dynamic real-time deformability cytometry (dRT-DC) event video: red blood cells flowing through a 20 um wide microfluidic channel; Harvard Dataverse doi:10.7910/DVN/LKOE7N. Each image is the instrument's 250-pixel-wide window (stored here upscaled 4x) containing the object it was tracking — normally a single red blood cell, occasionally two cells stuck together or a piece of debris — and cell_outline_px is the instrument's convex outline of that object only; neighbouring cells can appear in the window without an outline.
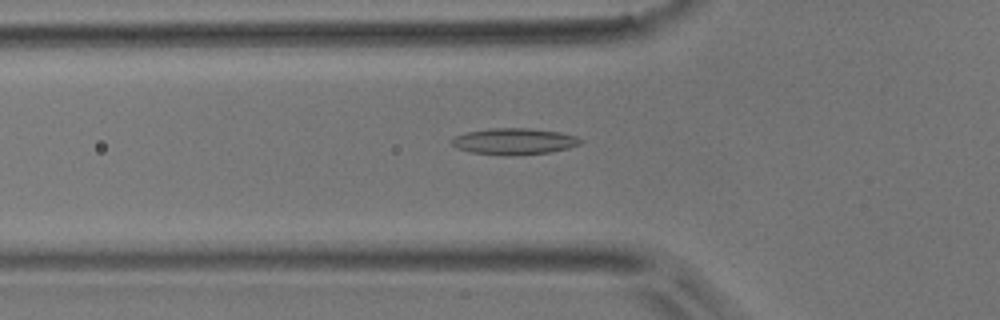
{"species": "common noctule bat (a hibernating species)", "species_latin": "Nyctalus noctula", "temperature_condition": "room temperature", "stored_images_in_passage": 21, "camera_frame_rate_fps": 3000, "um_per_image_px": 0.085, "animal": {"sex": "male", "body_mass_g": 17.9}, "frame": {"image": 1, "passage_image": 10, "time_ms": 3.0, "image_size_px": [1000, 320], "cell_outline_px": [[584, 140], [580, 144], [568, 148], [548, 152], [508, 156], [472, 152], [456, 148], [448, 140], [452, 136], [464, 132], [492, 128], [528, 128], [560, 132], [576, 136]], "centroid_in_image_um": [43.65, 12.01], "position_along_channel_um": 82.2, "area_um2": 19.94}}
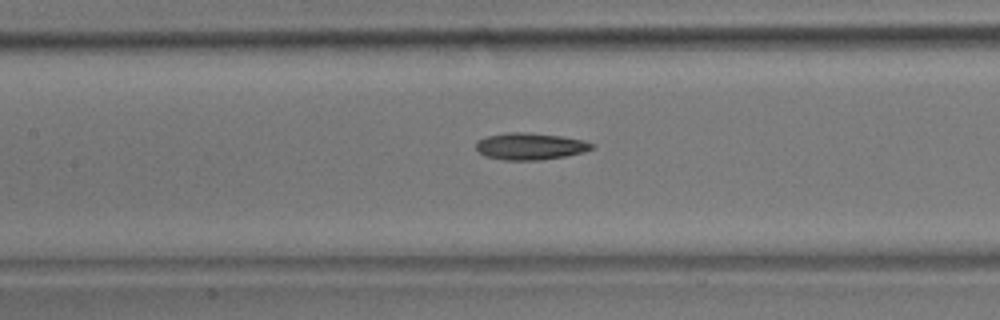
{"frame": {"image": 2, "passage_image": 16, "time_ms": 5.0, "image_size_px": [1000, 320], "cell_outline_px": [[596, 144], [592, 148], [584, 152], [564, 156], [540, 160], [504, 160], [484, 156], [476, 148], [476, 140], [484, 136], [508, 132], [524, 132], [560, 136], [584, 140]], "centroid_in_image_um": [45.03, 12.43], "position_along_channel_um": 162.4, "area_um2": 18.21}}
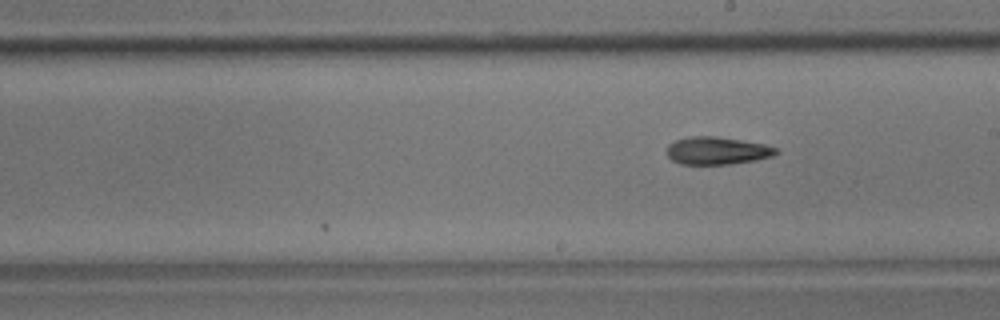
{"frame": {"image": 3, "passage_image": 21, "time_ms": 6.667, "image_size_px": [1000, 320], "cell_outline_px": [[780, 152], [772, 156], [756, 160], [732, 164], [680, 164], [672, 160], [668, 156], [668, 144], [676, 140], [692, 136], [716, 136], [764, 144], [776, 148]], "centroid_in_image_um": [60.96, 12.81], "position_along_channel_um": 228.0, "area_um2": 17.51}}